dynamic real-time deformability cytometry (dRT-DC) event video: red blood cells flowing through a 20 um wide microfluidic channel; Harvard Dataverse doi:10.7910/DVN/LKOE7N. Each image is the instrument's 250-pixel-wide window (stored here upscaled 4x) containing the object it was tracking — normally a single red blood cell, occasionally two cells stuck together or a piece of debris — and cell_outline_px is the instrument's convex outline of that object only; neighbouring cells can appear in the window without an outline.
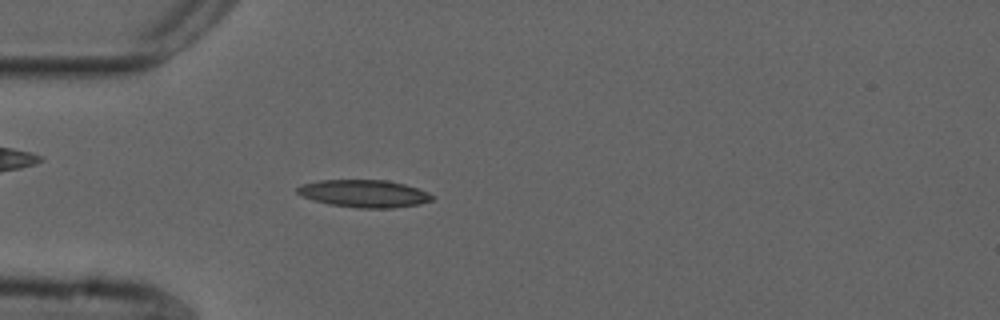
{"species": "common noctule bat (a hibernating species)", "species_latin": "Nyctalus noctula", "temperature_condition": "cold", "stored_images_in_passage": 42, "camera_frame_rate_fps": 3000, "um_per_image_px": 0.085, "animal": {"sex": "male", "forearm_length_mm": 52.5}, "frame": {"image": 1, "passage_image": 3, "time_ms": 0.667, "image_size_px": [1000, 320], "cell_outline_px": [[436, 196], [432, 200], [420, 204], [392, 208], [356, 208], [328, 204], [304, 196], [296, 192], [296, 188], [300, 184], [320, 180], [388, 180], [404, 184], [428, 192]], "centroid_in_image_um": [30.97, 16.45], "position_along_channel_um": 54.0, "area_um2": 21.62}}
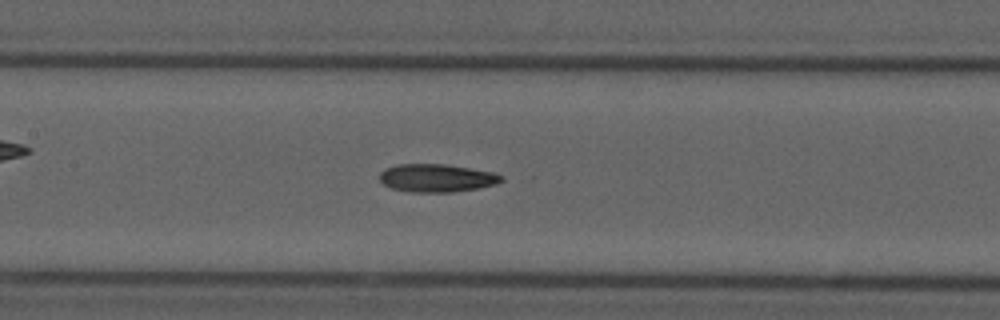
{"frame": {"image": 2, "passage_image": 13, "time_ms": 4.0, "image_size_px": [1000, 320], "cell_outline_px": [[504, 180], [496, 184], [480, 188], [452, 192], [412, 192], [392, 188], [384, 184], [380, 180], [380, 172], [388, 168], [400, 164], [444, 164], [492, 172], [504, 176]], "centroid_in_image_um": [37.16, 15.14], "position_along_channel_um": 170.2, "area_um2": 19.71}}
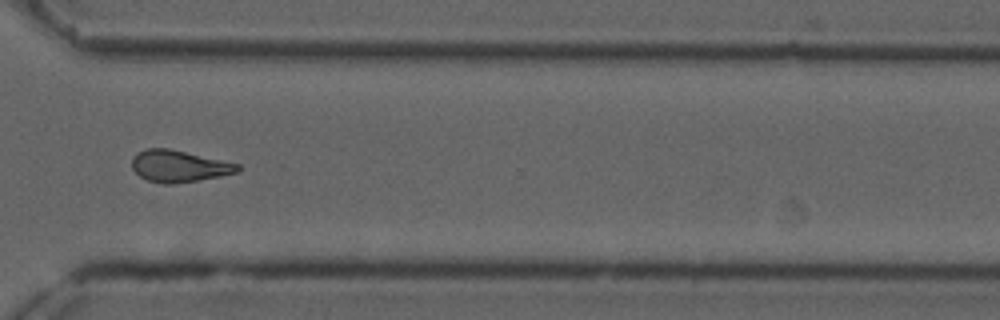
{"frame": {"image": 3, "passage_image": 28, "time_ms": 9.0, "image_size_px": [1000, 320], "cell_outline_px": [[240, 168], [236, 172], [220, 176], [172, 184], [164, 184], [148, 180], [140, 176], [132, 168], [132, 160], [136, 152], [148, 148], [168, 148], [240, 164]], "centroid_in_image_um": [15.18, 14.11], "position_along_channel_um": 355.4, "area_um2": 19.31}, "authors_computed_cell_mechanics": {"area_um2": 19.4497, "velocity_mm_per_s": 3.707, "shape_relaxation_time_tau1_ms": null, "shape_relaxation_time_tau2_ms": 5.04, "deformation_change_tau1": null, "deformation_change_tau2": 0.1466}}